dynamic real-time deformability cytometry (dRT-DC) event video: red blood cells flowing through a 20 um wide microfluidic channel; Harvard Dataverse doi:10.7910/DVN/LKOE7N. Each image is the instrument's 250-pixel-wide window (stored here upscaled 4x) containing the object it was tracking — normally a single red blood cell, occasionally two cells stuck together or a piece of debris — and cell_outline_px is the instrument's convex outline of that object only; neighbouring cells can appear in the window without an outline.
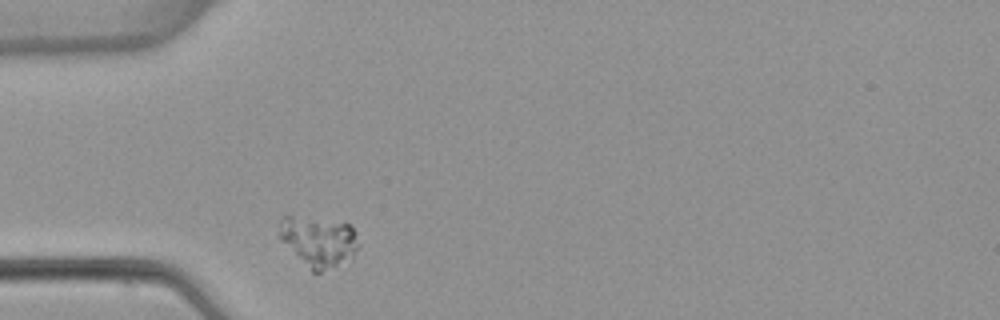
{"species": "common noctule bat (a hibernating species)", "species_latin": "Nyctalus noctula", "temperature_condition": "warm", "stored_images_in_passage": 1, "camera_frame_rate_fps": 3000, "um_per_image_px": 0.085, "animal": {"sex": "female", "body_mass_g": 22.7, "forearm_length_mm": 54.2}, "frame": {"image": 1, "passage_image": 1, "time_ms": 0.0, "image_size_px": [1000, 320], "cell_outline_px": [[360, 244], [352, 256], [320, 272], [312, 272], [280, 240], [280, 220], [284, 216], [292, 216], [348, 224], [352, 228]], "centroid_in_image_um": [27.04, 20.52], "position_along_channel_um": 58.0, "area_um2": 22.43}}